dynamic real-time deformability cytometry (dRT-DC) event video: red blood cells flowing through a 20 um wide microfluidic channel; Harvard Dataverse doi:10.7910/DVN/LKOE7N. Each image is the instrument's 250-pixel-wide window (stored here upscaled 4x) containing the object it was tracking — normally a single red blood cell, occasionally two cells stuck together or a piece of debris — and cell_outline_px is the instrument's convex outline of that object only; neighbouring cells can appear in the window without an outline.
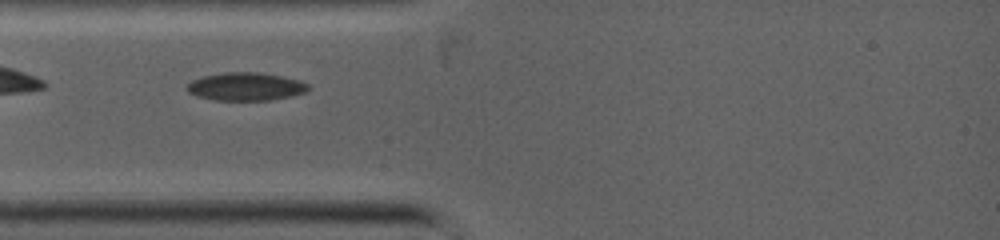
{"species": "common noctule bat (a hibernating species)", "species_latin": "Nyctalus noctula", "temperature_condition": "warm", "stored_images_in_passage": 29, "camera_frame_rate_fps": 5000, "um_per_image_px": 0.085, "animal": {"sex": "female", "body_mass_g": 19.0, "forearm_length_mm": 53.3}, "frame": {"image": 1, "passage_image": 3, "time_ms": 0.8, "image_size_px": [1000, 240], "cell_outline_px": [[308, 88], [304, 92], [292, 96], [272, 100], [212, 100], [196, 96], [188, 92], [184, 88], [192, 80], [204, 76], [224, 72], [256, 72], [280, 76], [300, 80], [308, 84]], "centroid_in_image_um": [20.84, 7.36], "position_along_channel_um": 64.2, "area_um2": 19.83}}
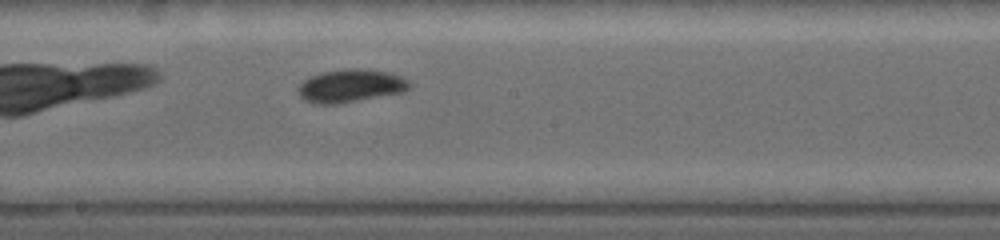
{"frame": {"image": 2, "passage_image": 13, "time_ms": 4.0, "image_size_px": [1000, 240], "cell_outline_px": [[412, 84], [404, 92], [336, 104], [312, 104], [304, 100], [300, 96], [296, 88], [308, 76], [324, 72], [348, 68], [352, 68], [388, 72], [400, 76], [408, 80]], "centroid_in_image_um": [29.76, 7.3], "position_along_channel_um": 218.4, "area_um2": 21.39}}
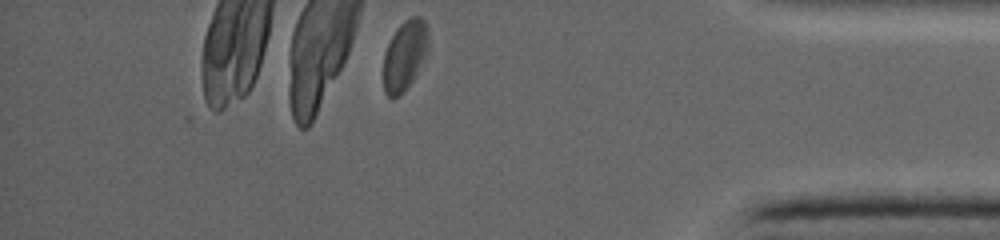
{"frame": {"image": 3, "passage_image": 29, "time_ms": 8.4, "image_size_px": [1000, 240], "cell_outline_px": [[428, 52], [412, 80], [404, 92], [400, 96], [392, 100], [384, 92], [384, 52], [396, 28], [404, 20], [412, 16], [420, 16], [428, 24]], "centroid_in_image_um": [34.41, 4.69], "position_along_channel_um": 400.8, "area_um2": 18.55}}